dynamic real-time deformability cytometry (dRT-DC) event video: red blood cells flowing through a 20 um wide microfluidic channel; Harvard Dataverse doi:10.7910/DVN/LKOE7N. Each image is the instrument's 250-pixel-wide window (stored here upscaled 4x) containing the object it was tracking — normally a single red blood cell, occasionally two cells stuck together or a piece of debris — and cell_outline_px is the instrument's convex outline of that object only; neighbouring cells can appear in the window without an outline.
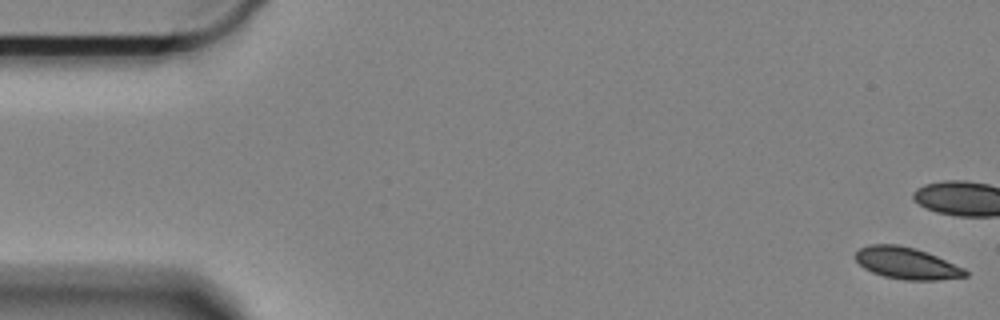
{"species": "Egyptian fruit bat (a non-hibernating species)", "species_latin": "Rousettus aegyptiacus", "temperature_condition": "cold", "stored_images_in_passage": 61, "camera_frame_rate_fps": 3000, "um_per_image_px": 0.085, "animal": {"sex": "female"}, "frame": {"image": 1, "passage_image": 1, "time_ms": 0.0, "image_size_px": [1000, 320], "cell_outline_px": [[968, 276], [940, 280], [904, 280], [884, 276], [872, 272], [864, 268], [852, 256], [860, 248], [868, 244], [896, 244], [916, 248], [936, 256], [964, 268], [968, 272]], "centroid_in_image_um": [77.04, 22.37], "position_along_channel_um": 8.0, "area_um2": 20.4}}
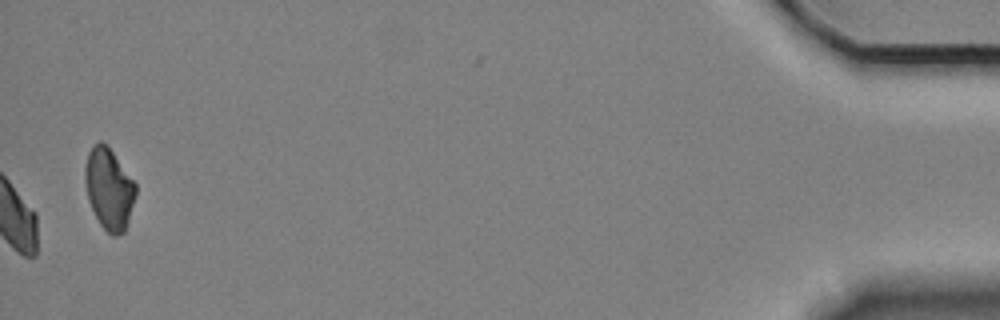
{"frame": {"image": 2, "passage_image": 61, "time_ms": 20.0, "image_size_px": [1000, 320], "cell_outline_px": [[136, 196], [124, 232], [116, 236], [112, 236], [100, 224], [88, 200], [84, 180], [84, 168], [88, 152], [92, 144], [100, 140], [108, 144], [136, 184]], "centroid_in_image_um": [9.25, 15.99], "position_along_channel_um": 425.9, "area_um2": 24.22}, "authors_computed_cell_mechanics": {"area_um2": 21.5016, "velocity_mm_per_s": 3.2849, "shape_relaxation_time_tau1_ms": 3.4002, "shape_relaxation_time_tau2_ms": 1.3789, "deformation_change_tau1": 0.0856, "deformation_change_tau2": 0.0311}}